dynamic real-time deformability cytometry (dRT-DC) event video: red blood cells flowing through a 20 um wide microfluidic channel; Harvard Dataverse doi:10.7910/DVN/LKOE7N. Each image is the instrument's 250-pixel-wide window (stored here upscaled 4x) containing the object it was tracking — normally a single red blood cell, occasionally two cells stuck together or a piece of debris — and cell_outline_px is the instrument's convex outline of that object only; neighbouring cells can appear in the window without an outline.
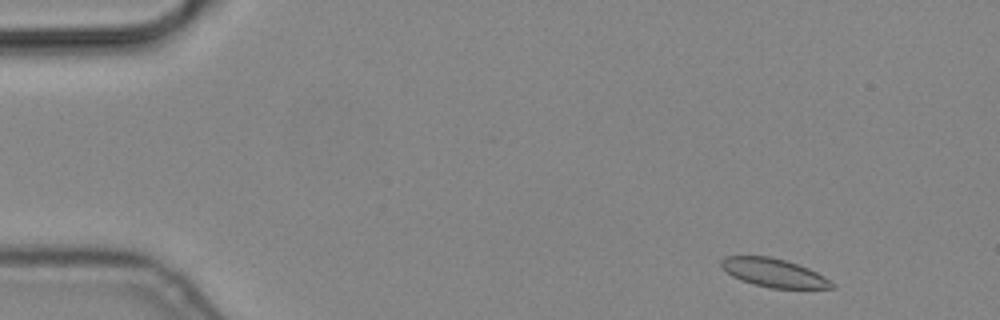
{"species": "common noctule bat (a hibernating species)", "species_latin": "Nyctalus noctula", "temperature_condition": "cold", "stored_images_in_passage": 3, "camera_frame_rate_fps": 3000, "um_per_image_px": 0.085, "animal": {"sex": "male", "body_mass_g": 19.2, "forearm_length_mm": 51.8}, "frame": {"image": 1, "passage_image": 1, "time_ms": 0.0, "image_size_px": [1000, 320], "cell_outline_px": [[836, 288], [772, 288], [756, 284], [732, 276], [720, 264], [720, 260], [724, 256], [768, 256], [784, 260], [808, 268], [824, 276], [836, 284]], "centroid_in_image_um": [65.8, 23.18], "position_along_channel_um": 19.2, "area_um2": 18.03}}